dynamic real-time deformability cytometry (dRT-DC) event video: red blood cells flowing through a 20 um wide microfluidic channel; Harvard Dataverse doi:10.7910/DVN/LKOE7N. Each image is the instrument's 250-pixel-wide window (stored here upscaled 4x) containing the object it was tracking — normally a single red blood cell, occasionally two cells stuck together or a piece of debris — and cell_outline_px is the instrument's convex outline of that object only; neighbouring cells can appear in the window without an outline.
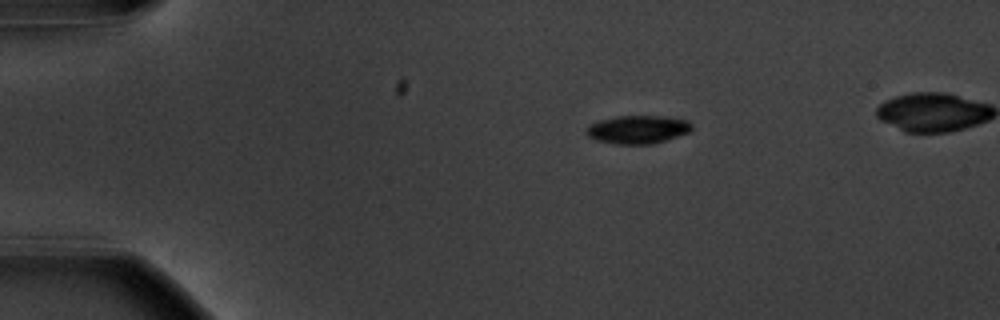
{"species": "common noctule bat (a hibernating species)", "species_latin": "Nyctalus noctula", "temperature_condition": "warm", "stored_images_in_passage": 44, "camera_frame_rate_fps": 3000, "um_per_image_px": 0.085, "animal": {"sex": "male", "body_mass_g": 20.1, "forearm_length_mm": 53.5}, "frame": {"image": 1, "passage_image": 1, "time_ms": 0.0, "image_size_px": [1000, 320], "cell_outline_px": [[692, 128], [688, 132], [652, 144], [616, 144], [596, 140], [588, 136], [584, 132], [588, 124], [600, 120], [616, 116], [664, 116], [688, 120], [692, 124]], "centroid_in_image_um": [54.16, 11.0], "position_along_channel_um": 30.8, "area_um2": 17.34}}
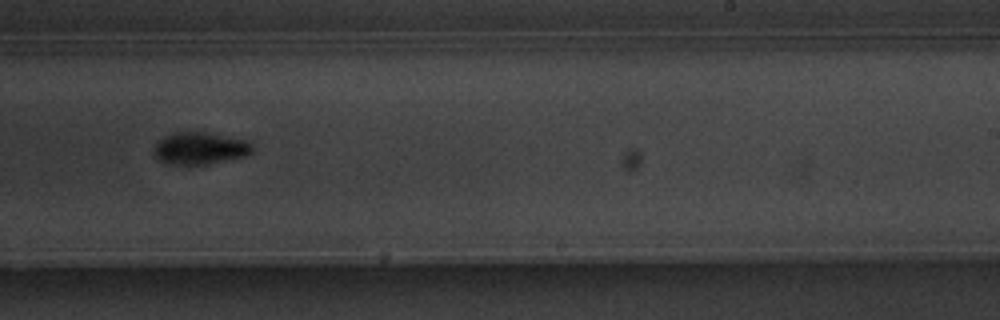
{"frame": {"image": 2, "passage_image": 26, "time_ms": 8.333, "image_size_px": [1000, 320], "cell_outline_px": [[256, 152], [248, 156], [208, 164], [168, 164], [160, 160], [156, 156], [156, 140], [172, 132], [208, 132], [248, 140], [252, 144]], "centroid_in_image_um": [17.08, 12.59], "position_along_channel_um": 271.9, "area_um2": 18.73}}
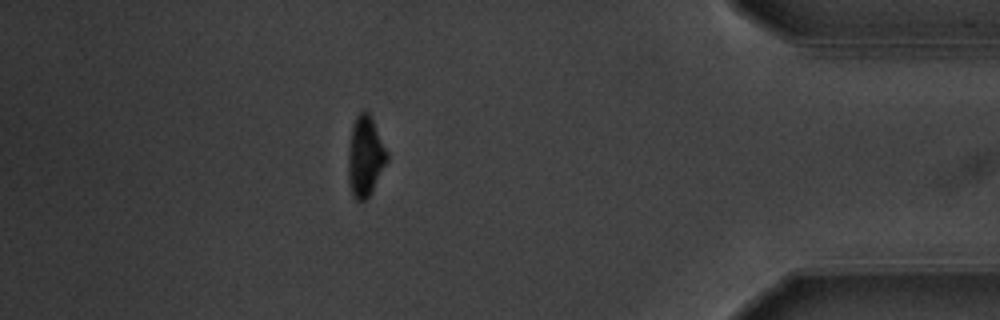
{"frame": {"image": 3, "passage_image": 40, "time_ms": 13.0, "image_size_px": [1000, 320], "cell_outline_px": [[388, 160], [372, 192], [364, 200], [356, 200], [352, 196], [348, 184], [348, 148], [352, 124], [356, 116], [364, 108], [368, 112], [388, 152]], "centroid_in_image_um": [31.03, 13.3], "position_along_channel_um": 404.2, "area_um2": 18.32}}